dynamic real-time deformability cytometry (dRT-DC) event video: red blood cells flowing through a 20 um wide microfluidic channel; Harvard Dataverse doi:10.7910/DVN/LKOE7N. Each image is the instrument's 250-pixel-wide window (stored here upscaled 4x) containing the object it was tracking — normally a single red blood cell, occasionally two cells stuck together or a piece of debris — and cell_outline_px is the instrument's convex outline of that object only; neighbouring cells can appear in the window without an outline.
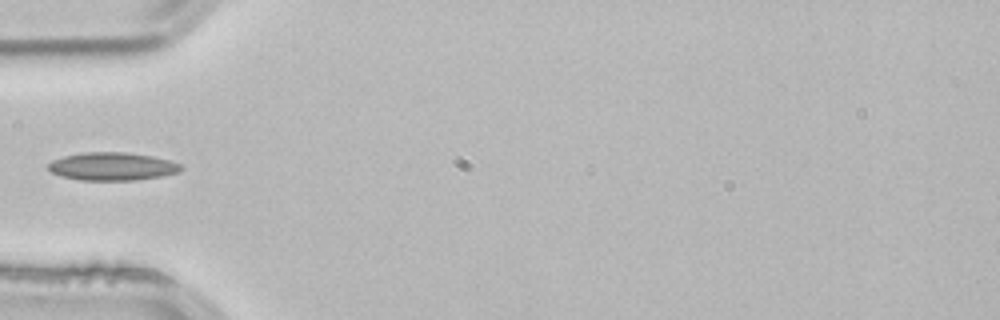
{"species": "common noctule bat (a hibernating species)", "species_latin": "Nyctalus noctula", "temperature_condition": "room temperature", "stored_images_in_passage": 2, "camera_frame_rate_fps": 3000, "um_per_image_px": 0.085, "animal": {"sex": "male", "body_mass_g": 21.5, "forearm_length_mm": 52.0}, "frame": {"image": 1, "passage_image": 2, "time_ms": 0.333, "image_size_px": [1000, 320], "cell_outline_px": [[184, 168], [180, 172], [164, 176], [136, 180], [80, 180], [60, 176], [52, 172], [48, 168], [48, 164], [52, 160], [64, 156], [84, 152], [128, 152], [152, 156], [184, 164]], "centroid_in_image_um": [9.6, 14.14], "position_along_channel_um": 75.4, "area_um2": 21.91}}